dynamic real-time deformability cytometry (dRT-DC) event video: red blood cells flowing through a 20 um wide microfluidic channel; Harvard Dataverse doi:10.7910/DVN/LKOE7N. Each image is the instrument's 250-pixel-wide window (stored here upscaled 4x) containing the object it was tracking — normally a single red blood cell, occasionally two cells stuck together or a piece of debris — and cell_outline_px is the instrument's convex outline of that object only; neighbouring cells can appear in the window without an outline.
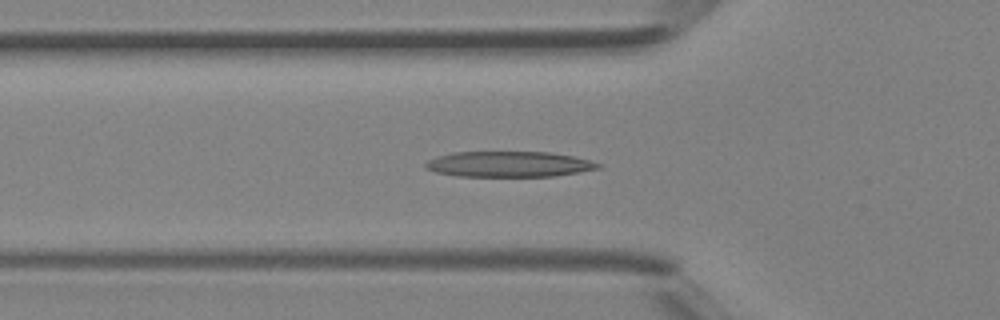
{"species": "Egyptian fruit bat (a non-hibernating species)", "species_latin": "Rousettus aegyptiacus", "temperature_condition": "room temperature", "stored_images_in_passage": 37, "camera_frame_rate_fps": 3000, "um_per_image_px": 0.085, "animal": {"sex": "female"}, "frame": {"image": 1, "passage_image": 9, "time_ms": 2.667, "image_size_px": [1000, 320], "cell_outline_px": [[604, 164], [600, 168], [580, 172], [556, 176], [456, 176], [436, 172], [424, 168], [424, 164], [428, 160], [436, 156], [452, 152], [548, 152], [572, 156]], "centroid_in_image_um": [43.24, 13.95], "position_along_channel_um": 82.6, "area_um2": 25.84}}
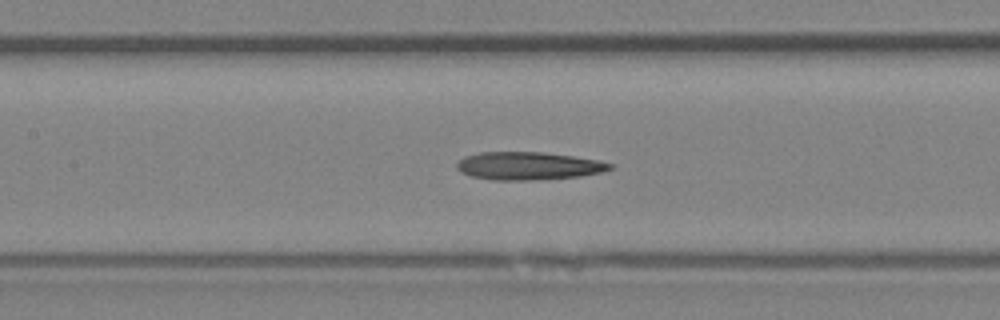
{"frame": {"image": 2, "passage_image": 14, "time_ms": 4.333, "image_size_px": [1000, 320], "cell_outline_px": [[616, 164], [612, 168], [600, 172], [580, 176], [536, 180], [496, 180], [472, 176], [460, 172], [456, 168], [456, 164], [464, 156], [480, 152], [540, 152], [572, 156], [600, 160]], "centroid_in_image_um": [44.92, 14.1], "position_along_channel_um": 162.5, "area_um2": 24.91}}
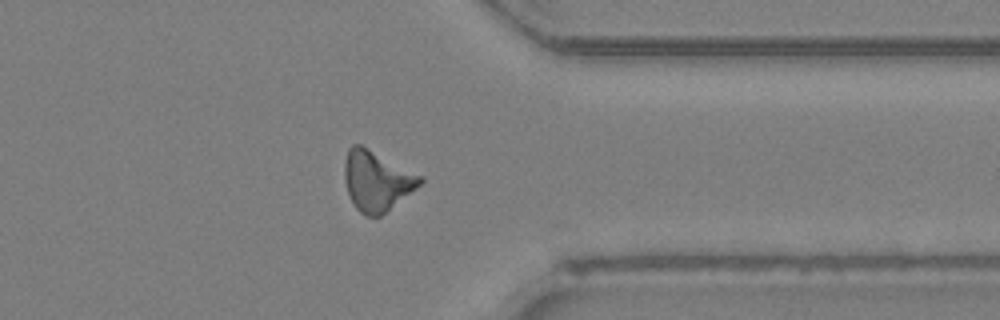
{"frame": {"image": 3, "passage_image": 28, "time_ms": 9.0, "image_size_px": [1000, 320], "cell_outline_px": [[424, 180], [416, 188], [380, 216], [368, 216], [360, 212], [356, 208], [348, 192], [344, 180], [344, 164], [348, 148], [352, 144], [360, 144], [424, 176]], "centroid_in_image_um": [32.02, 15.34], "position_along_channel_um": 379.4, "area_um2": 26.24}}